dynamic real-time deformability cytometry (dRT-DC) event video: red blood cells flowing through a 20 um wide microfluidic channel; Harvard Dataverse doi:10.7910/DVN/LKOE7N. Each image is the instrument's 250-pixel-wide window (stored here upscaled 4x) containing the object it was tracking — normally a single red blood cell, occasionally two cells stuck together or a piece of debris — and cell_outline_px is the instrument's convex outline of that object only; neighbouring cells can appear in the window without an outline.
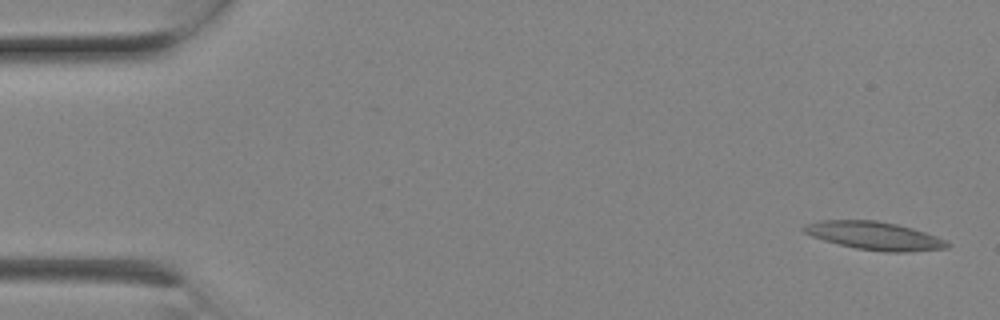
{"species": "Egyptian fruit bat (a non-hibernating species)", "species_latin": "Rousettus aegyptiacus", "temperature_condition": "room temperature", "stored_images_in_passage": 7, "camera_frame_rate_fps": 3000, "um_per_image_px": 0.085, "animal": {"sex": "female"}, "frame": {"image": 1, "passage_image": 1, "time_ms": 0.0, "image_size_px": [1000, 320], "cell_outline_px": [[952, 244], [948, 248], [908, 252], [884, 252], [856, 248], [824, 240], [812, 236], [804, 232], [800, 228], [804, 224], [820, 220], [876, 220], [896, 224], [912, 228], [936, 236]], "centroid_in_image_um": [74.32, 20.04], "position_along_channel_um": 10.7, "area_um2": 23.47}}